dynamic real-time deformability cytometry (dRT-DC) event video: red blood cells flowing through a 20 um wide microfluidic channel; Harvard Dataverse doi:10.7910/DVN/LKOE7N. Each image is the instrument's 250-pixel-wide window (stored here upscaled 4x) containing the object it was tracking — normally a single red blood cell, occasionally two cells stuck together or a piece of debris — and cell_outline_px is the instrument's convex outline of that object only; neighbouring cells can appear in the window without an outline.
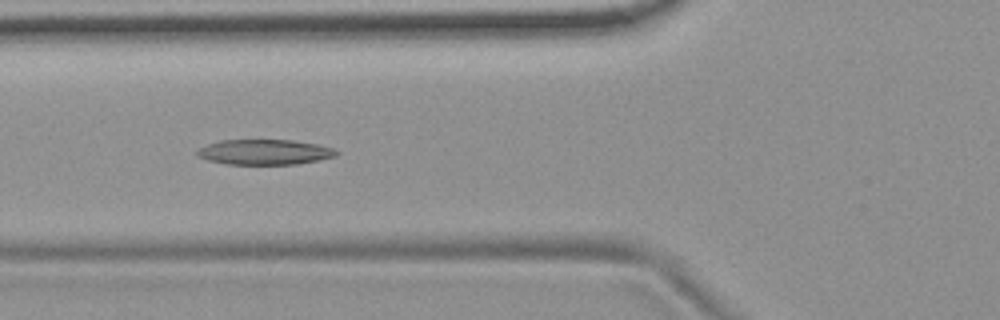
{"species": "common noctule bat (a hibernating species)", "species_latin": "Nyctalus noctula", "temperature_condition": "room temperature", "stored_images_in_passage": 8, "camera_frame_rate_fps": 3000, "um_per_image_px": 0.085, "animal": {"sex": "female", "body_mass_g": 19.9}, "frame": {"image": 1, "passage_image": 6, "time_ms": 6.0, "image_size_px": [1000, 320], "cell_outline_px": [[340, 152], [336, 156], [296, 164], [228, 164], [208, 160], [196, 156], [196, 152], [200, 148], [208, 144], [220, 140], [292, 140], [316, 144], [332, 148]], "centroid_in_image_um": [22.47, 12.92], "position_along_channel_um": 103.3, "area_um2": 20.29}}
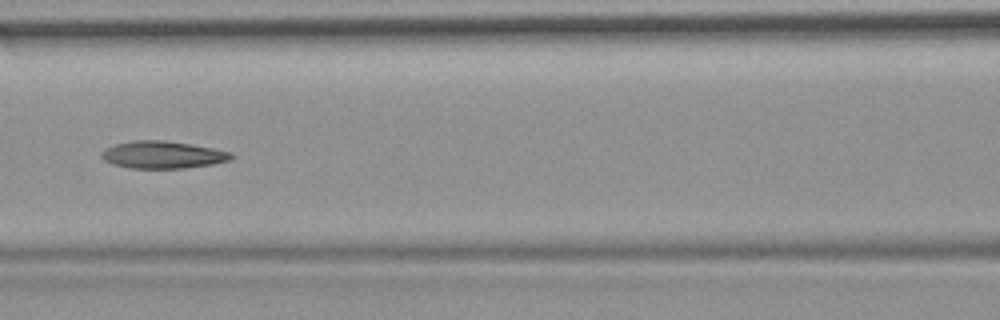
{"frame": {"image": 2, "passage_image": 7, "time_ms": 7.333, "image_size_px": [1000, 320], "cell_outline_px": [[236, 156], [228, 160], [212, 164], [184, 168], [128, 168], [112, 164], [104, 160], [100, 156], [100, 152], [116, 144], [136, 140], [164, 140], [212, 148], [232, 152]], "centroid_in_image_um": [13.82, 13.16], "position_along_channel_um": 152.8, "area_um2": 20.52}}